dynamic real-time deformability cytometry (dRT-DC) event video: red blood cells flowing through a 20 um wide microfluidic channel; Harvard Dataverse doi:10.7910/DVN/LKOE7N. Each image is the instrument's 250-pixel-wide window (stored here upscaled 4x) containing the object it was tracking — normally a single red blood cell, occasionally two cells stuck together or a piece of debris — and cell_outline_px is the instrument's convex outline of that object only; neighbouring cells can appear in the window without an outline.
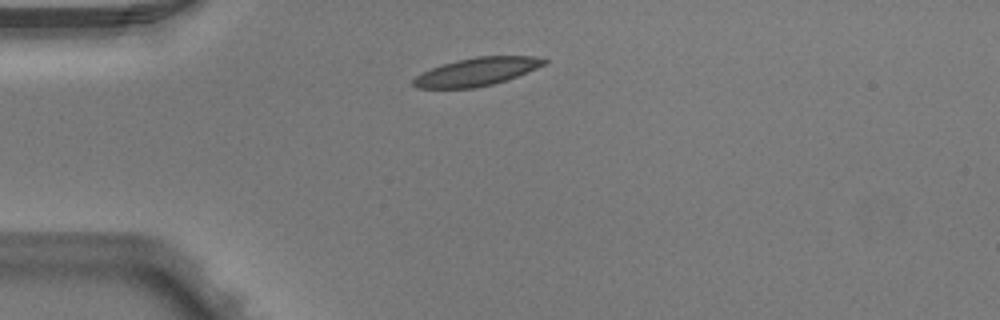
{"species": "Egyptian fruit bat (a non-hibernating species)", "species_latin": "Rousettus aegyptiacus", "temperature_condition": "warm", "stored_images_in_passage": 3, "camera_frame_rate_fps": 3000, "um_per_image_px": 0.085, "animal": {"sex": "male"}, "frame": {"image": 1, "passage_image": 1, "time_ms": 0.0, "image_size_px": [1000, 320], "cell_outline_px": [[548, 64], [516, 76], [492, 84], [476, 88], [416, 88], [412, 84], [412, 80], [416, 76], [432, 68], [456, 60], [476, 56], [532, 56], [548, 60]], "centroid_in_image_um": [40.53, 6.09], "position_along_channel_um": 44.5, "area_um2": 21.21}}
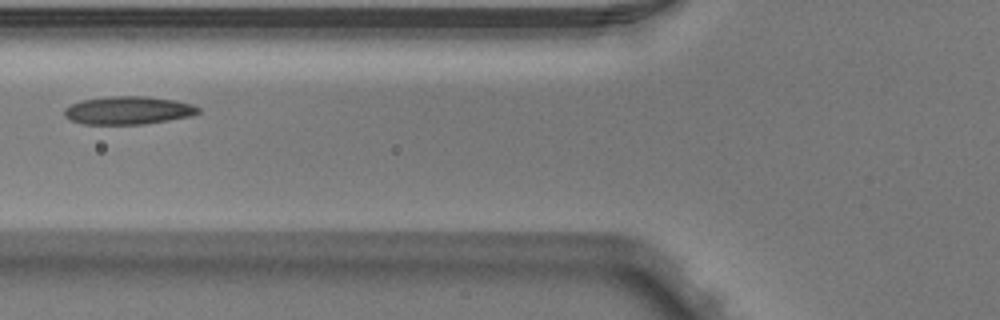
{"frame": {"image": 2, "passage_image": 3, "time_ms": 0.667, "image_size_px": [1000, 320], "cell_outline_px": [[200, 112], [192, 116], [144, 124], [84, 124], [72, 120], [64, 116], [64, 108], [80, 100], [108, 96], [144, 96], [176, 100], [192, 104], [200, 108]], "centroid_in_image_um": [10.91, 9.37], "position_along_channel_um": 114.9, "area_um2": 21.96}}